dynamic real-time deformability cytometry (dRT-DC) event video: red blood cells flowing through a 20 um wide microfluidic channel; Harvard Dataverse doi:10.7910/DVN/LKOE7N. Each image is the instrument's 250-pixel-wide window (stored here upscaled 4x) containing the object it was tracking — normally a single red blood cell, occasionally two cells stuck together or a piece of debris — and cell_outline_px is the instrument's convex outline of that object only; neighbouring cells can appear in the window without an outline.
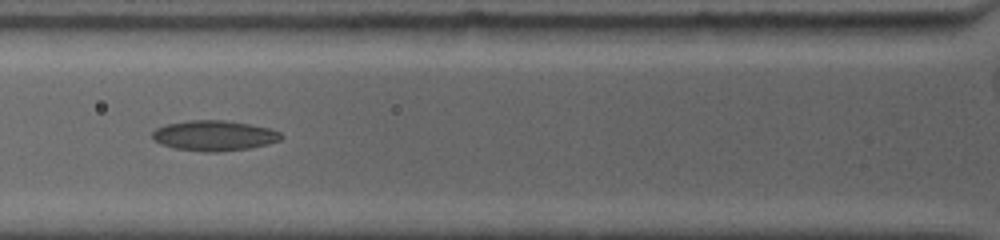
{"species": "common noctule bat (a hibernating species)", "species_latin": "Nyctalus noctula", "temperature_condition": "warm", "stored_images_in_passage": 13, "camera_frame_rate_fps": 4500, "um_per_image_px": 0.085, "animal": {"sex": "female", "body_mass_g": 19.0, "forearm_length_mm": 53.3}, "frame": {"image": 1, "passage_image": 6, "time_ms": 2.222, "image_size_px": [1000, 240], "cell_outline_px": [[284, 136], [280, 140], [248, 148], [220, 152], [204, 152], [176, 148], [160, 144], [152, 140], [152, 132], [156, 128], [164, 124], [188, 120], [224, 120], [248, 124], [268, 128], [280, 132]], "centroid_in_image_um": [18.14, 11.52], "position_along_channel_um": 107.7, "area_um2": 22.72}}
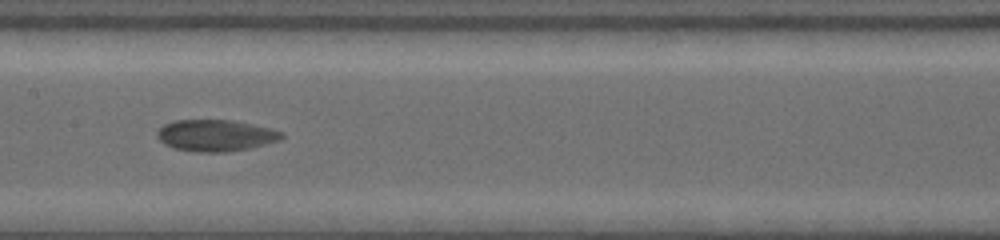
{"frame": {"image": 2, "passage_image": 11, "time_ms": 4.444, "image_size_px": [1000, 240], "cell_outline_px": [[284, 136], [280, 140], [248, 148], [228, 152], [196, 152], [172, 148], [164, 144], [156, 136], [156, 132], [164, 124], [172, 120], [232, 120], [252, 124], [284, 132]], "centroid_in_image_um": [18.29, 11.51], "position_along_channel_um": 189.1, "area_um2": 22.95}}
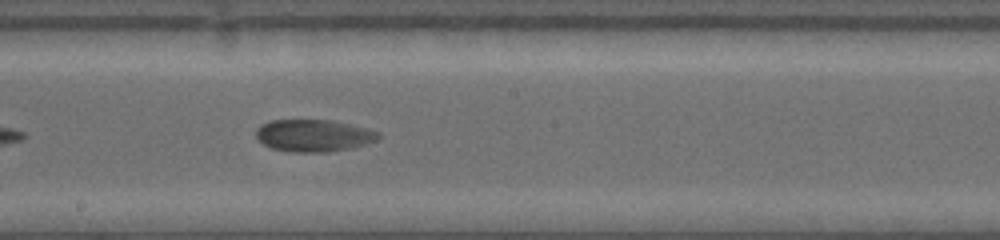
{"frame": {"image": 3, "passage_image": 13, "time_ms": 5.333, "image_size_px": [1000, 240], "cell_outline_px": [[380, 136], [376, 140], [364, 144], [348, 148], [324, 152], [292, 152], [272, 148], [264, 144], [256, 136], [256, 128], [260, 124], [272, 120], [332, 120], [380, 132]], "centroid_in_image_um": [26.61, 11.51], "position_along_channel_um": 221.6, "area_um2": 22.6}}